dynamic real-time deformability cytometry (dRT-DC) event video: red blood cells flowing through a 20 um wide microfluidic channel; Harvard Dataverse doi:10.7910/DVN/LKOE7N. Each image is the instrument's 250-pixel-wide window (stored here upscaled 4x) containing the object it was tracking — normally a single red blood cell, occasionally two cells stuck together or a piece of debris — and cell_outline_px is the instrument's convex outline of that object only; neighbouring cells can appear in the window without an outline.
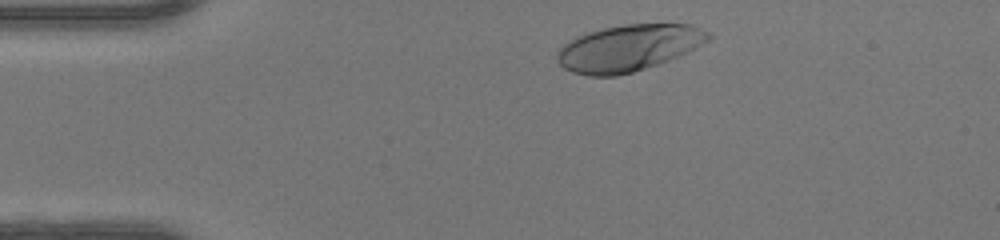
{"species": "human", "species_latin": "Homo sapiens", "temperature_condition": "warm", "stored_images_in_passage": 33, "camera_frame_rate_fps": 3000, "um_per_image_px": 0.085, "donor": {"sex": "female"}, "frame": {"image": 1, "passage_image": 2, "time_ms": 0.333, "image_size_px": [1000, 240], "cell_outline_px": [[712, 36], [704, 44], [668, 60], [632, 72], [616, 76], [588, 76], [572, 72], [564, 68], [556, 60], [556, 52], [564, 44], [576, 36], [588, 32], [604, 28], [624, 24], [692, 24], [708, 32]], "centroid_in_image_um": [53.4, 4.07], "position_along_channel_um": 31.6, "area_um2": 40.81}}
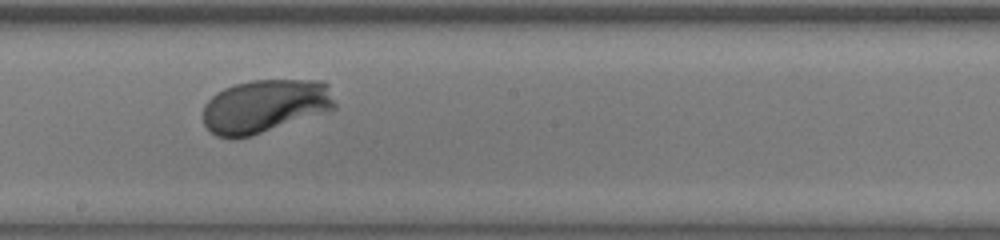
{"frame": {"image": 2, "passage_image": 20, "time_ms": 6.333, "image_size_px": [1000, 240], "cell_outline_px": [[336, 108], [252, 136], [232, 140], [216, 136], [204, 124], [204, 104], [216, 92], [224, 88], [236, 84], [252, 80], [324, 80], [328, 84], [336, 104]], "centroid_in_image_um": [22.51, 9.02], "position_along_channel_um": 225.7, "area_um2": 41.15}}
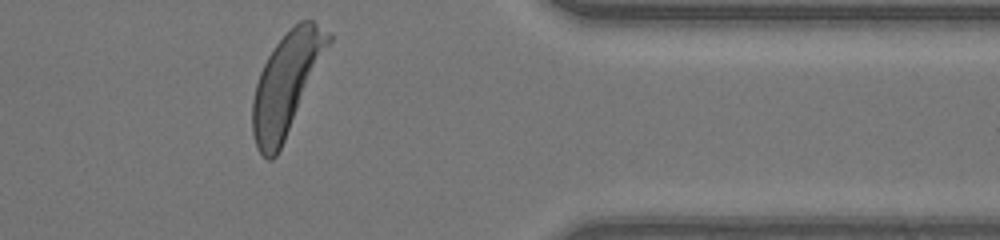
{"frame": {"image": 3, "passage_image": 33, "time_ms": 10.667, "image_size_px": [1000, 240], "cell_outline_px": [[332, 40], [284, 140], [276, 156], [272, 160], [268, 160], [256, 148], [252, 132], [252, 100], [256, 84], [260, 72], [268, 56], [276, 44], [300, 20], [312, 20], [332, 36]], "centroid_in_image_um": [24.32, 7.14], "position_along_channel_um": 387.1, "area_um2": 43.52}, "authors_computed_cell_mechanics": {"area_um2": 40.9802, "velocity_mm_per_s": 4.1516, "shape_relaxation_time_tau1_ms": 1.7451, "shape_relaxation_time_tau2_ms": 7.5342, "deformation_change_tau1": 0.1732, "deformation_change_tau2": 0.2372}}